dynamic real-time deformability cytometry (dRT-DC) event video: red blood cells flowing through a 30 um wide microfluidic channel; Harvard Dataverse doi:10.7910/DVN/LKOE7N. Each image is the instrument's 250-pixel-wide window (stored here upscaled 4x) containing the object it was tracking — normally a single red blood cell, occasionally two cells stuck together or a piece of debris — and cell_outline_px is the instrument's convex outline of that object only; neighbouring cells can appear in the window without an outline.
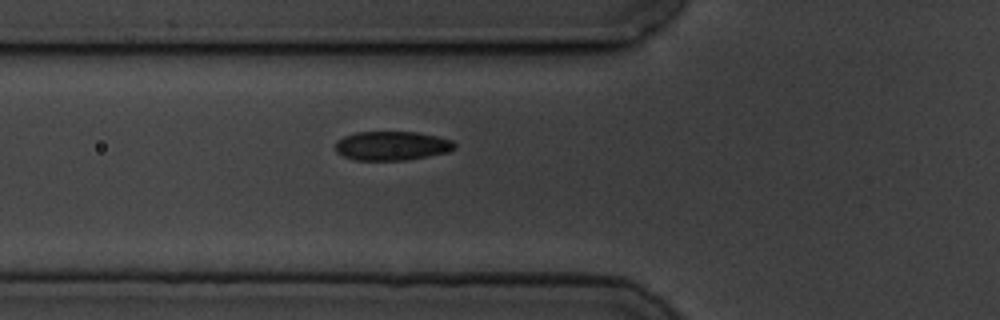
{"species": "common noctule bat (a hibernating species)", "species_latin": "Nyctalus noctula", "temperature_condition": "cold", "stored_images_in_passage": 4, "camera_frame_rate_fps": 3000, "um_per_image_px": 0.085, "animal": {"sex": "male", "body_mass_g": 19.5, "forearm_length_mm": 54.6}, "frame": {"image": 1, "passage_image": 4, "time_ms": 3.667, "image_size_px": [1000, 320], "cell_outline_px": [[456, 148], [448, 152], [428, 156], [404, 160], [356, 160], [344, 156], [336, 152], [336, 140], [344, 136], [356, 132], [416, 132], [436, 136], [452, 140], [456, 144]], "centroid_in_image_um": [33.31, 12.39], "position_along_channel_um": 92.5, "area_um2": 20.17}}